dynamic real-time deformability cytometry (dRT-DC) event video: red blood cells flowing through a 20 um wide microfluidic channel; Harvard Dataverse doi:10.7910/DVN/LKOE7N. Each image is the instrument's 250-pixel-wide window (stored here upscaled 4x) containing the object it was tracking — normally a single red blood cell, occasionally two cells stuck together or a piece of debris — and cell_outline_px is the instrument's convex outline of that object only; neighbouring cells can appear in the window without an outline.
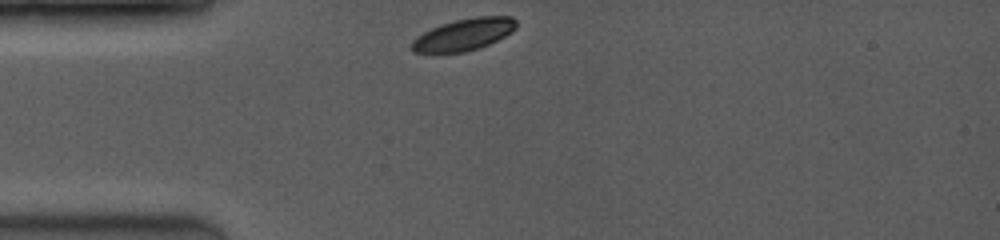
{"species": "common noctule bat (a hibernating species)", "species_latin": "Nyctalus noctula", "temperature_condition": "room temperature", "stored_images_in_passage": 5, "camera_frame_rate_fps": 3500, "um_per_image_px": 0.085, "animal": {"sex": "female", "body_mass_g": 19.0, "forearm_length_mm": 53.3}, "frame": {"image": 1, "passage_image": 1, "time_ms": 0.0, "image_size_px": [1000, 240], "cell_outline_px": [[516, 28], [512, 32], [488, 44], [464, 52], [412, 52], [408, 48], [412, 40], [416, 36], [440, 24], [456, 20], [476, 16], [512, 16], [516, 20]], "centroid_in_image_um": [39.39, 2.92], "position_along_channel_um": 45.6, "area_um2": 19.36}}